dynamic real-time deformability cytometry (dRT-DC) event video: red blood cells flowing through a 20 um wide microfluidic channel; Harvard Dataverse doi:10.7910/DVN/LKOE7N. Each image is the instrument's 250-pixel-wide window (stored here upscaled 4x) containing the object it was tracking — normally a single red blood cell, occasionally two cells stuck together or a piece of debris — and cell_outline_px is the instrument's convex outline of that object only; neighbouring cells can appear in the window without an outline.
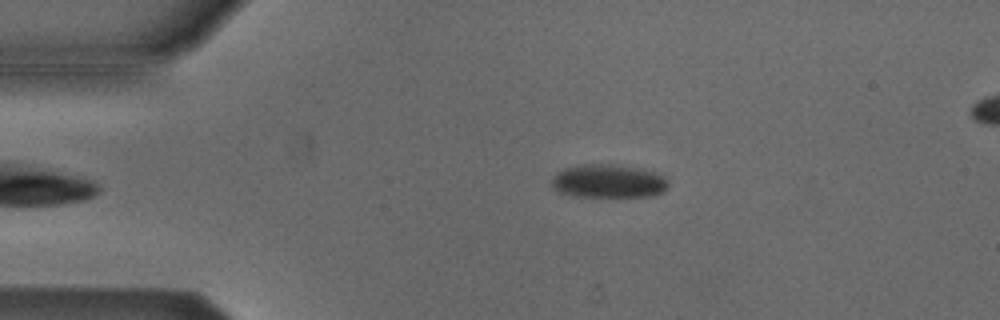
{"species": "Egyptian fruit bat (a non-hibernating species)", "species_latin": "Rousettus aegyptiacus", "temperature_condition": "cold", "stored_images_in_passage": 43, "camera_frame_rate_fps": 3000, "um_per_image_px": 0.085, "animal": {"sex": "male"}, "frame": {"image": 1, "passage_image": 7, "time_ms": 2.0, "image_size_px": [1000, 320], "cell_outline_px": [[668, 188], [664, 192], [652, 196], [576, 196], [560, 192], [552, 184], [552, 180], [556, 172], [564, 168], [584, 164], [608, 164], [632, 168], [652, 172], [664, 176], [668, 180]], "centroid_in_image_um": [51.73, 15.41], "position_along_channel_um": 33.3, "area_um2": 22.31}}
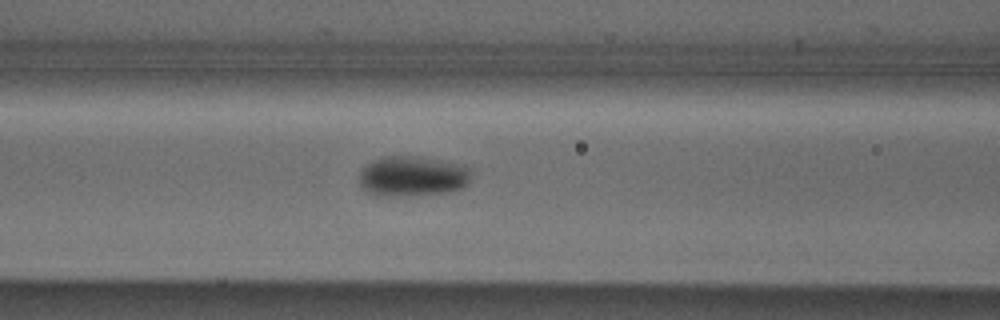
{"frame": {"image": 2, "passage_image": 18, "time_ms": 5.667, "image_size_px": [1000, 320], "cell_outline_px": [[472, 176], [468, 184], [464, 188], [448, 192], [408, 196], [376, 196], [368, 192], [360, 184], [360, 172], [372, 160], [384, 156], [420, 156], [464, 164], [472, 168]], "centroid_in_image_um": [35.14, 14.97], "position_along_channel_um": 131.5, "area_um2": 26.88}}
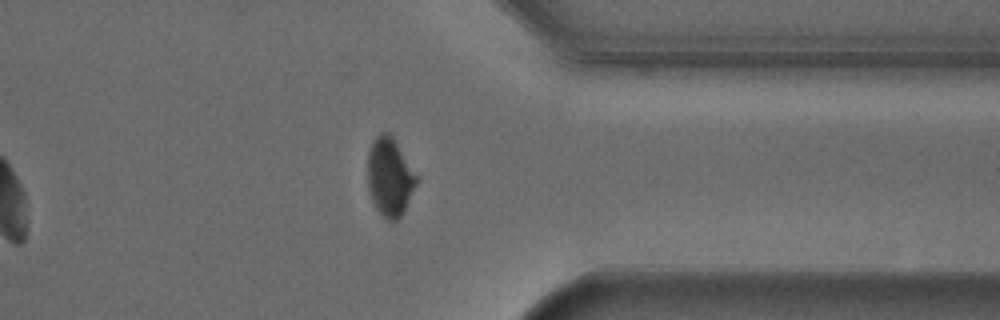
{"frame": {"image": 3, "passage_image": 38, "time_ms": 12.333, "image_size_px": [1000, 320], "cell_outline_px": [[420, 180], [400, 216], [396, 220], [384, 220], [376, 208], [372, 200], [368, 188], [368, 152], [372, 140], [380, 132], [388, 132], [392, 136]], "centroid_in_image_um": [33.12, 15.04], "position_along_channel_um": 378.3, "area_um2": 22.31}, "authors_computed_cell_mechanics": {"area_um2": 24.5072, "velocity_mm_per_s": 3.8201, "shape_relaxation_time_tau1_ms": 3.8623, "shape_relaxation_time_tau2_ms": null, "deformation_change_tau1": 0.1011, "deformation_change_tau2": null}}